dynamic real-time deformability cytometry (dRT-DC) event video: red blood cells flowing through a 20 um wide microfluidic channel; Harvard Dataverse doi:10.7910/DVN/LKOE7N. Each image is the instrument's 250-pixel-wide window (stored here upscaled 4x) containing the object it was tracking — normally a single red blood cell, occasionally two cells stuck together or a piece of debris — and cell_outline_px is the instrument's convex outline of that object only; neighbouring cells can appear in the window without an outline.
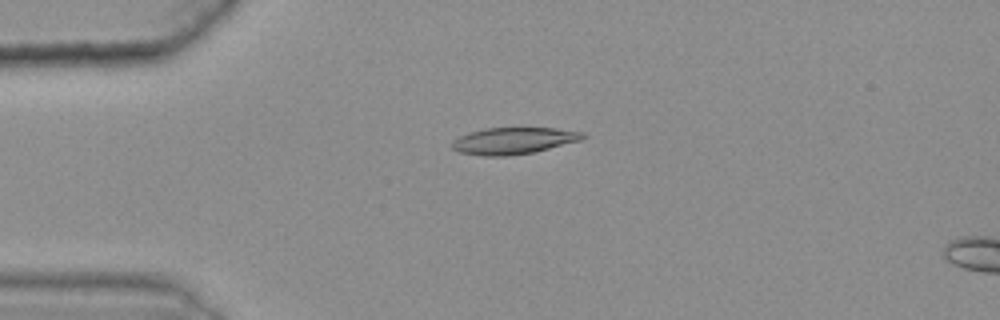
{"species": "common noctule bat (a hibernating species)", "species_latin": "Nyctalus noctula", "temperature_condition": "warm", "stored_images_in_passage": 6, "camera_frame_rate_fps": 3000, "um_per_image_px": 0.085, "animal": {"sex": "female", "body_mass_g": 25.1}, "frame": {"image": 1, "passage_image": 2, "time_ms": 0.333, "image_size_px": [1000, 320], "cell_outline_px": [[588, 136], [580, 140], [532, 152], [504, 156], [484, 156], [460, 152], [452, 148], [452, 140], [468, 132], [484, 128], [556, 128], [584, 132]], "centroid_in_image_um": [43.63, 11.95], "position_along_channel_um": 41.4, "area_um2": 20.17}}